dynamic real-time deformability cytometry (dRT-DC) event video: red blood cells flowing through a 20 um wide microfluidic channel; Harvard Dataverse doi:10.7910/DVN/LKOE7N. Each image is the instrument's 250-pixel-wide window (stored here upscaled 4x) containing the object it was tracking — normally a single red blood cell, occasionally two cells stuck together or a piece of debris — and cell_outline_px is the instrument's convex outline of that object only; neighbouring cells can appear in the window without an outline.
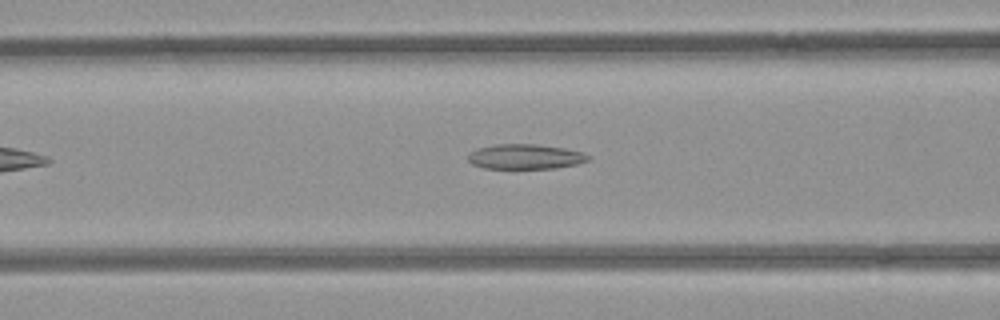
{"species": "common noctule bat (a hibernating species)", "species_latin": "Nyctalus noctula", "temperature_condition": "room temperature", "stored_images_in_passage": 38, "camera_frame_rate_fps": 3000, "um_per_image_px": 0.085, "animal": {"sex": "female", "body_mass_g": 21.9}, "frame": {"image": 1, "passage_image": 6, "time_ms": 1.667, "image_size_px": [1000, 320], "cell_outline_px": [[588, 160], [576, 164], [556, 168], [484, 168], [472, 164], [468, 160], [468, 156], [476, 148], [492, 144], [536, 144], [564, 148], [584, 152], [588, 156]], "centroid_in_image_um": [44.62, 13.3], "position_along_channel_um": 122.0, "area_um2": 17.4}}
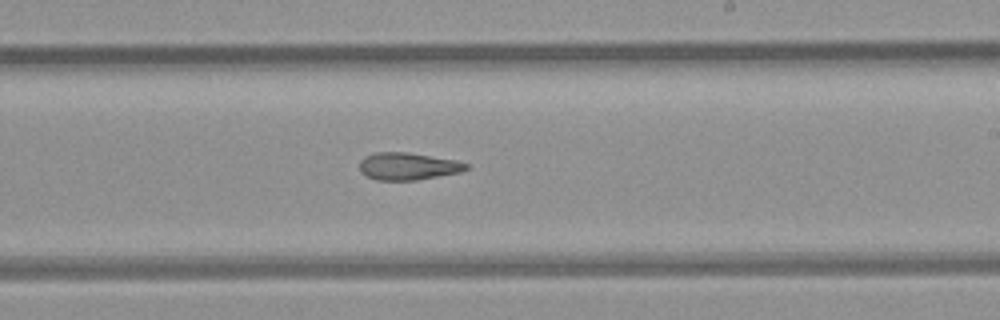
{"frame": {"image": 2, "passage_image": 16, "time_ms": 5.0, "image_size_px": [1000, 320], "cell_outline_px": [[468, 168], [460, 172], [416, 180], [376, 180], [360, 172], [360, 160], [364, 156], [376, 152], [408, 152], [456, 160], [468, 164]], "centroid_in_image_um": [34.65, 14.12], "position_along_channel_um": 254.3, "area_um2": 16.94}}
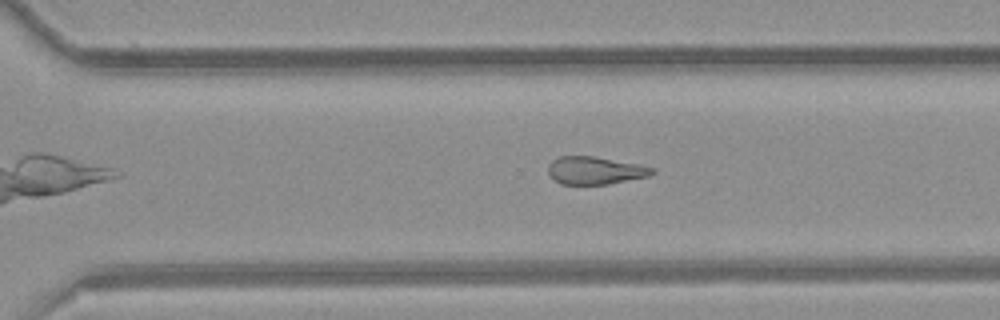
{"frame": {"image": 3, "passage_image": 21, "time_ms": 6.667, "image_size_px": [1000, 320], "cell_outline_px": [[656, 172], [648, 176], [608, 184], [560, 184], [552, 180], [548, 176], [548, 164], [552, 160], [560, 156], [592, 156], [636, 164], [656, 168]], "centroid_in_image_um": [50.53, 14.5], "position_along_channel_um": 320.1, "area_um2": 16.82}, "authors_computed_cell_mechanics": {"area_um2": 18.207, "velocity_mm_per_s": 3.9748, "shape_relaxation_time_tau1_ms": null, "shape_relaxation_time_tau2_ms": 6.5119, "deformation_change_tau1": null, "deformation_change_tau2": 0.1816}}